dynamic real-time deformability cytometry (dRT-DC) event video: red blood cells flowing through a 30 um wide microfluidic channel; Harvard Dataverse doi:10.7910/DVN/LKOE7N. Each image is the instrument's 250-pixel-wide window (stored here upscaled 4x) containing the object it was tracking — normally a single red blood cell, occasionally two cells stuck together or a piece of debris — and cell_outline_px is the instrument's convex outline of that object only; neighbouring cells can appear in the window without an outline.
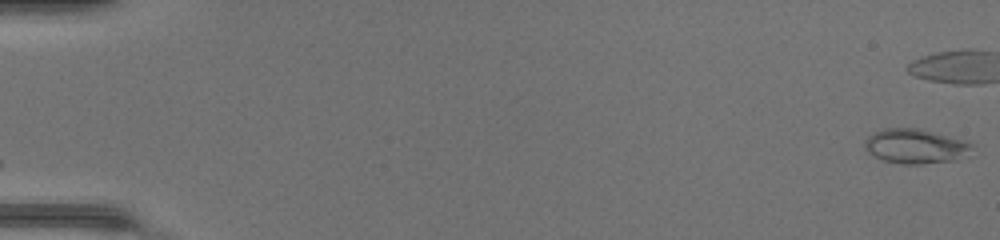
{"species": "common noctule bat (a hibernating species)", "species_latin": "Nyctalus noctula", "temperature_condition": "warm", "stored_images_in_passage": 40, "camera_frame_rate_fps": 3000, "um_per_image_px": 0.085, "animal": {"sex": "female", "body_mass_g": 17.0, "forearm_length_mm": 48.0}, "frame": {"image": 1, "passage_image": 1, "time_ms": 0.0, "image_size_px": [1000, 240], "cell_outline_px": [[972, 148], [952, 160], [920, 164], [904, 164], [884, 160], [868, 152], [864, 148], [864, 140], [872, 132], [884, 128], [916, 128], [932, 132], [960, 140], [972, 144]], "centroid_in_image_um": [77.67, 12.41], "position_along_channel_um": 7.3, "area_um2": 20.87}}
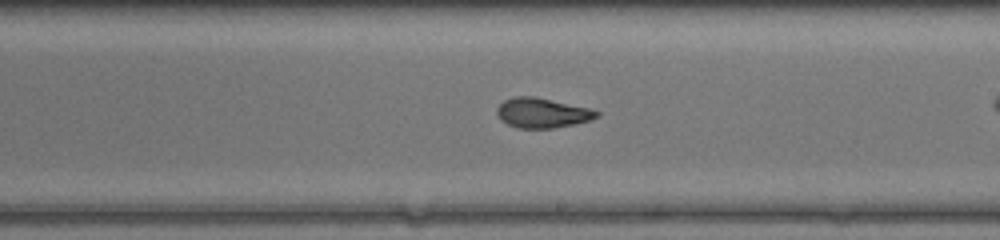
{"frame": {"image": 2, "passage_image": 30, "time_ms": 9.667, "image_size_px": [1000, 240], "cell_outline_px": [[600, 116], [588, 120], [572, 124], [552, 128], [516, 128], [500, 120], [496, 112], [496, 108], [504, 100], [516, 96], [536, 96], [588, 108], [600, 112]], "centroid_in_image_um": [46.05, 9.59], "position_along_channel_um": 243.0, "area_um2": 17.28}}
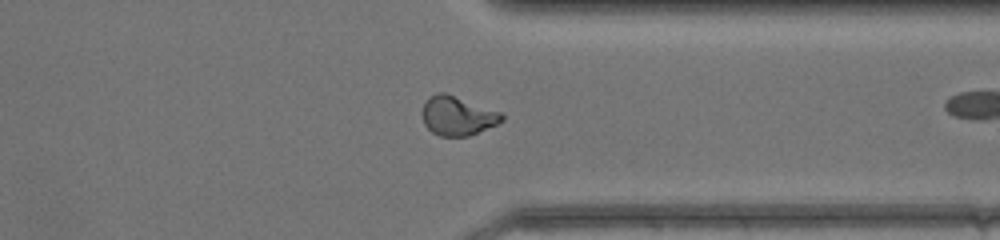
{"frame": {"image": 3, "passage_image": 39, "time_ms": 12.667, "image_size_px": [1000, 240], "cell_outline_px": [[504, 120], [496, 124], [468, 136], [440, 136], [432, 132], [424, 124], [424, 104], [436, 92], [444, 92], [500, 112], [504, 116]], "centroid_in_image_um": [38.9, 9.85], "position_along_channel_um": 372.5, "area_um2": 17.63}}